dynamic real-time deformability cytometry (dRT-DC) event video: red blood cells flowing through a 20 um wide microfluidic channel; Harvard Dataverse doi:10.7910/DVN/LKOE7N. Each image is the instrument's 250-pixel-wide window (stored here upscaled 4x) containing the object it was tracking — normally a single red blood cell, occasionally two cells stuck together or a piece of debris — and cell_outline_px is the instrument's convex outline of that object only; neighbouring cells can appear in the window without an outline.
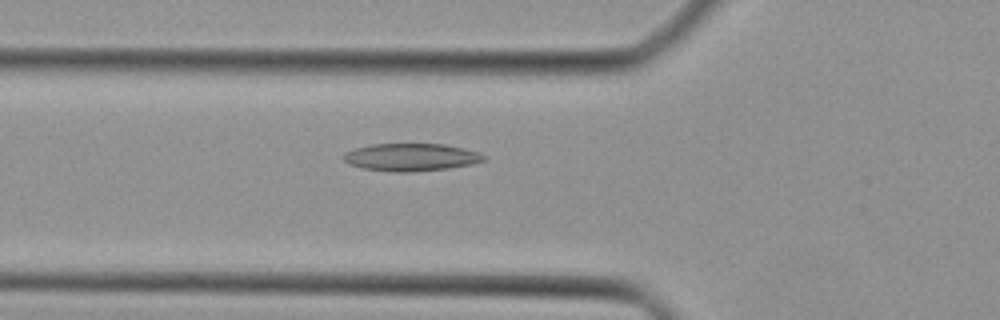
{"species": "Egyptian fruit bat (a non-hibernating species)", "species_latin": "Rousettus aegyptiacus", "temperature_condition": "cold", "stored_images_in_passage": 45, "camera_frame_rate_fps": 3000, "um_per_image_px": 0.085, "animal": {"sex": "female"}, "frame": {"image": 1, "passage_image": 16, "time_ms": 5.0, "image_size_px": [1000, 320], "cell_outline_px": [[488, 156], [484, 160], [468, 164], [448, 168], [412, 172], [392, 172], [364, 168], [348, 164], [344, 160], [344, 152], [356, 148], [372, 144], [444, 144], [464, 148], [480, 152]], "centroid_in_image_um": [34.94, 13.36], "position_along_channel_um": 90.9, "area_um2": 22.48}}
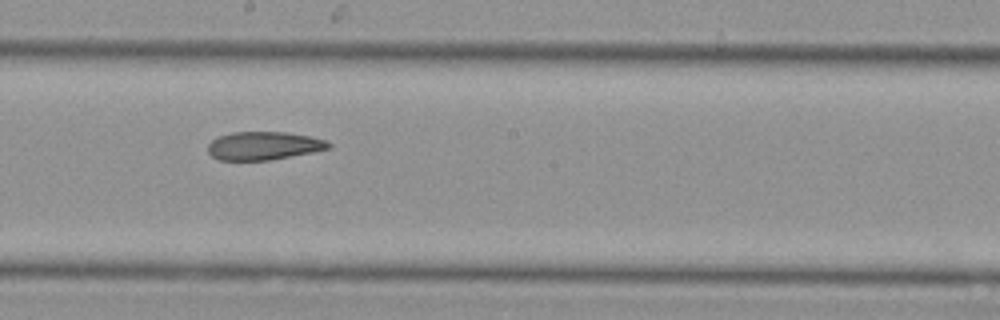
{"frame": {"image": 2, "passage_image": 25, "time_ms": 8.0, "image_size_px": [1000, 320], "cell_outline_px": [[332, 148], [312, 152], [268, 160], [220, 160], [212, 156], [208, 152], [208, 144], [212, 140], [220, 136], [232, 132], [284, 132], [308, 136], [324, 140], [332, 144]], "centroid_in_image_um": [22.4, 12.39], "position_along_channel_um": 225.8, "area_um2": 19.65}}
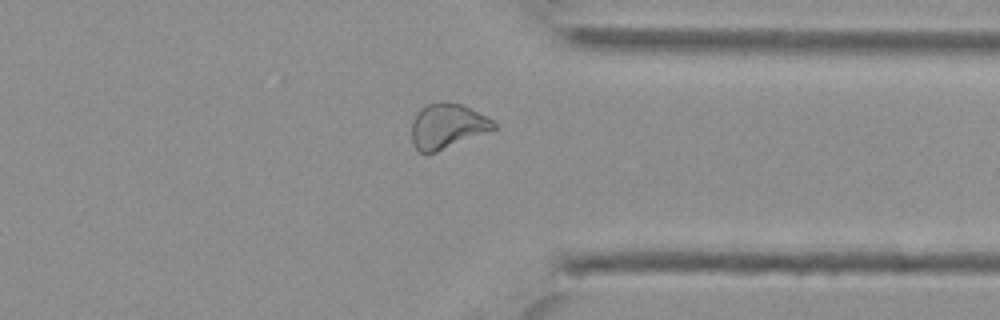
{"frame": {"image": 3, "passage_image": 35, "time_ms": 11.333, "image_size_px": [1000, 320], "cell_outline_px": [[496, 128], [436, 152], [420, 152], [416, 148], [412, 140], [412, 120], [416, 112], [420, 108], [428, 104], [440, 100], [444, 100], [460, 104], [488, 116], [496, 124]], "centroid_in_image_um": [37.99, 10.68], "position_along_channel_um": 373.4, "area_um2": 21.39}}